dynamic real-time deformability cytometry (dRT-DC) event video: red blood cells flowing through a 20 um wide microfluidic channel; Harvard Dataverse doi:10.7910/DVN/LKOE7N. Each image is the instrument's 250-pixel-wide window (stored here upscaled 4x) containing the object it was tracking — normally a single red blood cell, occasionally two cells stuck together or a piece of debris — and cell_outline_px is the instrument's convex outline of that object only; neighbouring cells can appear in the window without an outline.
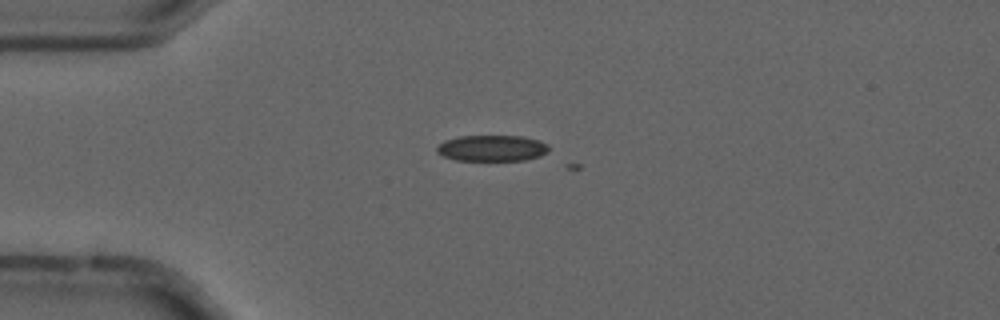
{"species": "common noctule bat (a hibernating species)", "species_latin": "Nyctalus noctula", "temperature_condition": "cold", "stored_images_in_passage": 5, "camera_frame_rate_fps": 3000, "um_per_image_px": 0.085, "animal": {"sex": "male", "forearm_length_mm": 52.5}, "frame": {"image": 1, "passage_image": 4, "time_ms": 1.0, "image_size_px": [1000, 320], "cell_outline_px": [[548, 152], [540, 156], [524, 160], [456, 160], [444, 156], [436, 152], [436, 148], [444, 140], [460, 136], [524, 136], [540, 140], [548, 144]], "centroid_in_image_um": [41.84, 12.59], "position_along_channel_um": 43.2, "area_um2": 17.05}}